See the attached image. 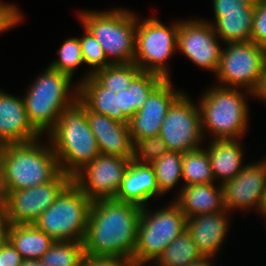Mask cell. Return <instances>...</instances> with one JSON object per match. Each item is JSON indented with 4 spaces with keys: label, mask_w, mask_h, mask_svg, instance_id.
Returning a JSON list of instances; mask_svg holds the SVG:
<instances>
[{
    "label": "cell",
    "mask_w": 266,
    "mask_h": 266,
    "mask_svg": "<svg viewBox=\"0 0 266 266\" xmlns=\"http://www.w3.org/2000/svg\"><path fill=\"white\" fill-rule=\"evenodd\" d=\"M251 93L252 97L254 96L255 99L258 98L259 100H262L263 103H266V67L264 68L255 89Z\"/></svg>",
    "instance_id": "obj_40"
},
{
    "label": "cell",
    "mask_w": 266,
    "mask_h": 266,
    "mask_svg": "<svg viewBox=\"0 0 266 266\" xmlns=\"http://www.w3.org/2000/svg\"><path fill=\"white\" fill-rule=\"evenodd\" d=\"M142 207L116 199L91 204L84 255L127 257L133 261Z\"/></svg>",
    "instance_id": "obj_1"
},
{
    "label": "cell",
    "mask_w": 266,
    "mask_h": 266,
    "mask_svg": "<svg viewBox=\"0 0 266 266\" xmlns=\"http://www.w3.org/2000/svg\"><path fill=\"white\" fill-rule=\"evenodd\" d=\"M218 70V86L243 88L252 92L266 67V48L248 42L223 44Z\"/></svg>",
    "instance_id": "obj_10"
},
{
    "label": "cell",
    "mask_w": 266,
    "mask_h": 266,
    "mask_svg": "<svg viewBox=\"0 0 266 266\" xmlns=\"http://www.w3.org/2000/svg\"><path fill=\"white\" fill-rule=\"evenodd\" d=\"M154 197H159V188L152 165L132 159L115 199L144 207Z\"/></svg>",
    "instance_id": "obj_20"
},
{
    "label": "cell",
    "mask_w": 266,
    "mask_h": 266,
    "mask_svg": "<svg viewBox=\"0 0 266 266\" xmlns=\"http://www.w3.org/2000/svg\"><path fill=\"white\" fill-rule=\"evenodd\" d=\"M142 71L135 63L111 64L91 76L104 88L115 93L127 90Z\"/></svg>",
    "instance_id": "obj_30"
},
{
    "label": "cell",
    "mask_w": 266,
    "mask_h": 266,
    "mask_svg": "<svg viewBox=\"0 0 266 266\" xmlns=\"http://www.w3.org/2000/svg\"><path fill=\"white\" fill-rule=\"evenodd\" d=\"M78 14L83 28L101 44L111 64L133 63L137 14L122 8L107 11L81 10Z\"/></svg>",
    "instance_id": "obj_6"
},
{
    "label": "cell",
    "mask_w": 266,
    "mask_h": 266,
    "mask_svg": "<svg viewBox=\"0 0 266 266\" xmlns=\"http://www.w3.org/2000/svg\"><path fill=\"white\" fill-rule=\"evenodd\" d=\"M241 90L214 85L203 93L198 105L204 138L207 132L213 140L239 139L245 135L249 127L247 95L252 97V93L245 89Z\"/></svg>",
    "instance_id": "obj_3"
},
{
    "label": "cell",
    "mask_w": 266,
    "mask_h": 266,
    "mask_svg": "<svg viewBox=\"0 0 266 266\" xmlns=\"http://www.w3.org/2000/svg\"><path fill=\"white\" fill-rule=\"evenodd\" d=\"M72 80L48 66L22 96L29 121L42 136L55 127L61 111L78 98L79 85H73Z\"/></svg>",
    "instance_id": "obj_4"
},
{
    "label": "cell",
    "mask_w": 266,
    "mask_h": 266,
    "mask_svg": "<svg viewBox=\"0 0 266 266\" xmlns=\"http://www.w3.org/2000/svg\"><path fill=\"white\" fill-rule=\"evenodd\" d=\"M249 163L221 185L224 208L229 212L241 209L259 212L266 186V160Z\"/></svg>",
    "instance_id": "obj_15"
},
{
    "label": "cell",
    "mask_w": 266,
    "mask_h": 266,
    "mask_svg": "<svg viewBox=\"0 0 266 266\" xmlns=\"http://www.w3.org/2000/svg\"><path fill=\"white\" fill-rule=\"evenodd\" d=\"M82 266H134L127 257L84 255Z\"/></svg>",
    "instance_id": "obj_37"
},
{
    "label": "cell",
    "mask_w": 266,
    "mask_h": 266,
    "mask_svg": "<svg viewBox=\"0 0 266 266\" xmlns=\"http://www.w3.org/2000/svg\"><path fill=\"white\" fill-rule=\"evenodd\" d=\"M71 182L72 178L60 171L45 184L6 192L2 198L8 224H33Z\"/></svg>",
    "instance_id": "obj_12"
},
{
    "label": "cell",
    "mask_w": 266,
    "mask_h": 266,
    "mask_svg": "<svg viewBox=\"0 0 266 266\" xmlns=\"http://www.w3.org/2000/svg\"><path fill=\"white\" fill-rule=\"evenodd\" d=\"M20 266H46L39 259H24Z\"/></svg>",
    "instance_id": "obj_44"
},
{
    "label": "cell",
    "mask_w": 266,
    "mask_h": 266,
    "mask_svg": "<svg viewBox=\"0 0 266 266\" xmlns=\"http://www.w3.org/2000/svg\"><path fill=\"white\" fill-rule=\"evenodd\" d=\"M86 116L100 154L133 159V142L128 124L95 113L87 106Z\"/></svg>",
    "instance_id": "obj_18"
},
{
    "label": "cell",
    "mask_w": 266,
    "mask_h": 266,
    "mask_svg": "<svg viewBox=\"0 0 266 266\" xmlns=\"http://www.w3.org/2000/svg\"><path fill=\"white\" fill-rule=\"evenodd\" d=\"M201 257L190 235L184 231L166 247L154 262V266H188Z\"/></svg>",
    "instance_id": "obj_28"
},
{
    "label": "cell",
    "mask_w": 266,
    "mask_h": 266,
    "mask_svg": "<svg viewBox=\"0 0 266 266\" xmlns=\"http://www.w3.org/2000/svg\"><path fill=\"white\" fill-rule=\"evenodd\" d=\"M0 1V34L19 25L23 21V14L14 3Z\"/></svg>",
    "instance_id": "obj_36"
},
{
    "label": "cell",
    "mask_w": 266,
    "mask_h": 266,
    "mask_svg": "<svg viewBox=\"0 0 266 266\" xmlns=\"http://www.w3.org/2000/svg\"><path fill=\"white\" fill-rule=\"evenodd\" d=\"M189 97L183 92L168 108L161 125L159 136L165 142L168 151L184 154L201 148L205 141L199 105Z\"/></svg>",
    "instance_id": "obj_11"
},
{
    "label": "cell",
    "mask_w": 266,
    "mask_h": 266,
    "mask_svg": "<svg viewBox=\"0 0 266 266\" xmlns=\"http://www.w3.org/2000/svg\"><path fill=\"white\" fill-rule=\"evenodd\" d=\"M183 153L168 151L151 163L159 188V197L176 188L182 178Z\"/></svg>",
    "instance_id": "obj_29"
},
{
    "label": "cell",
    "mask_w": 266,
    "mask_h": 266,
    "mask_svg": "<svg viewBox=\"0 0 266 266\" xmlns=\"http://www.w3.org/2000/svg\"><path fill=\"white\" fill-rule=\"evenodd\" d=\"M230 212L224 209L215 214H201L187 218L186 232L203 257L215 259L227 235Z\"/></svg>",
    "instance_id": "obj_19"
},
{
    "label": "cell",
    "mask_w": 266,
    "mask_h": 266,
    "mask_svg": "<svg viewBox=\"0 0 266 266\" xmlns=\"http://www.w3.org/2000/svg\"><path fill=\"white\" fill-rule=\"evenodd\" d=\"M173 201L186 218L201 214H215L223 211V191L221 184H192L181 186Z\"/></svg>",
    "instance_id": "obj_21"
},
{
    "label": "cell",
    "mask_w": 266,
    "mask_h": 266,
    "mask_svg": "<svg viewBox=\"0 0 266 266\" xmlns=\"http://www.w3.org/2000/svg\"><path fill=\"white\" fill-rule=\"evenodd\" d=\"M8 221L3 198L0 196V244L7 238Z\"/></svg>",
    "instance_id": "obj_41"
},
{
    "label": "cell",
    "mask_w": 266,
    "mask_h": 266,
    "mask_svg": "<svg viewBox=\"0 0 266 266\" xmlns=\"http://www.w3.org/2000/svg\"><path fill=\"white\" fill-rule=\"evenodd\" d=\"M7 239L24 259H40L54 242L33 224H8Z\"/></svg>",
    "instance_id": "obj_24"
},
{
    "label": "cell",
    "mask_w": 266,
    "mask_h": 266,
    "mask_svg": "<svg viewBox=\"0 0 266 266\" xmlns=\"http://www.w3.org/2000/svg\"><path fill=\"white\" fill-rule=\"evenodd\" d=\"M163 80L164 78L158 74L142 71L127 90L117 92L119 108L123 114L130 120Z\"/></svg>",
    "instance_id": "obj_26"
},
{
    "label": "cell",
    "mask_w": 266,
    "mask_h": 266,
    "mask_svg": "<svg viewBox=\"0 0 266 266\" xmlns=\"http://www.w3.org/2000/svg\"><path fill=\"white\" fill-rule=\"evenodd\" d=\"M47 135L60 171L71 178L100 154L87 121L86 105L79 98L61 111Z\"/></svg>",
    "instance_id": "obj_2"
},
{
    "label": "cell",
    "mask_w": 266,
    "mask_h": 266,
    "mask_svg": "<svg viewBox=\"0 0 266 266\" xmlns=\"http://www.w3.org/2000/svg\"><path fill=\"white\" fill-rule=\"evenodd\" d=\"M83 257V242L54 241L39 260L46 266H82Z\"/></svg>",
    "instance_id": "obj_31"
},
{
    "label": "cell",
    "mask_w": 266,
    "mask_h": 266,
    "mask_svg": "<svg viewBox=\"0 0 266 266\" xmlns=\"http://www.w3.org/2000/svg\"><path fill=\"white\" fill-rule=\"evenodd\" d=\"M4 151L5 144L0 143V193L2 192V186L4 181Z\"/></svg>",
    "instance_id": "obj_42"
},
{
    "label": "cell",
    "mask_w": 266,
    "mask_h": 266,
    "mask_svg": "<svg viewBox=\"0 0 266 266\" xmlns=\"http://www.w3.org/2000/svg\"><path fill=\"white\" fill-rule=\"evenodd\" d=\"M79 40L84 64L88 65L90 70L80 79L78 84L87 79L94 72L111 65L101 44L87 29L84 28V34L82 37H79Z\"/></svg>",
    "instance_id": "obj_33"
},
{
    "label": "cell",
    "mask_w": 266,
    "mask_h": 266,
    "mask_svg": "<svg viewBox=\"0 0 266 266\" xmlns=\"http://www.w3.org/2000/svg\"><path fill=\"white\" fill-rule=\"evenodd\" d=\"M91 204L72 181L33 225L54 241L83 242Z\"/></svg>",
    "instance_id": "obj_8"
},
{
    "label": "cell",
    "mask_w": 266,
    "mask_h": 266,
    "mask_svg": "<svg viewBox=\"0 0 266 266\" xmlns=\"http://www.w3.org/2000/svg\"><path fill=\"white\" fill-rule=\"evenodd\" d=\"M259 215H262V218L264 217V219L266 218V186H265V190H264V194H263V198H262V202H261V207L259 209Z\"/></svg>",
    "instance_id": "obj_45"
},
{
    "label": "cell",
    "mask_w": 266,
    "mask_h": 266,
    "mask_svg": "<svg viewBox=\"0 0 266 266\" xmlns=\"http://www.w3.org/2000/svg\"><path fill=\"white\" fill-rule=\"evenodd\" d=\"M254 0H213L214 21L222 16V13L242 12Z\"/></svg>",
    "instance_id": "obj_38"
},
{
    "label": "cell",
    "mask_w": 266,
    "mask_h": 266,
    "mask_svg": "<svg viewBox=\"0 0 266 266\" xmlns=\"http://www.w3.org/2000/svg\"><path fill=\"white\" fill-rule=\"evenodd\" d=\"M220 42L212 24L206 19L179 20L177 50L195 65L214 74L222 55Z\"/></svg>",
    "instance_id": "obj_14"
},
{
    "label": "cell",
    "mask_w": 266,
    "mask_h": 266,
    "mask_svg": "<svg viewBox=\"0 0 266 266\" xmlns=\"http://www.w3.org/2000/svg\"><path fill=\"white\" fill-rule=\"evenodd\" d=\"M207 154L215 181L219 184L233 179L245 166L244 146L239 139H209Z\"/></svg>",
    "instance_id": "obj_22"
},
{
    "label": "cell",
    "mask_w": 266,
    "mask_h": 266,
    "mask_svg": "<svg viewBox=\"0 0 266 266\" xmlns=\"http://www.w3.org/2000/svg\"><path fill=\"white\" fill-rule=\"evenodd\" d=\"M182 178L183 186L216 183L206 147L202 146L183 154Z\"/></svg>",
    "instance_id": "obj_27"
},
{
    "label": "cell",
    "mask_w": 266,
    "mask_h": 266,
    "mask_svg": "<svg viewBox=\"0 0 266 266\" xmlns=\"http://www.w3.org/2000/svg\"><path fill=\"white\" fill-rule=\"evenodd\" d=\"M213 257H201L199 260L191 262L188 266H214Z\"/></svg>",
    "instance_id": "obj_43"
},
{
    "label": "cell",
    "mask_w": 266,
    "mask_h": 266,
    "mask_svg": "<svg viewBox=\"0 0 266 266\" xmlns=\"http://www.w3.org/2000/svg\"><path fill=\"white\" fill-rule=\"evenodd\" d=\"M179 22L165 25L158 18L137 15L134 61L141 71L171 79L167 60L177 51Z\"/></svg>",
    "instance_id": "obj_9"
},
{
    "label": "cell",
    "mask_w": 266,
    "mask_h": 266,
    "mask_svg": "<svg viewBox=\"0 0 266 266\" xmlns=\"http://www.w3.org/2000/svg\"><path fill=\"white\" fill-rule=\"evenodd\" d=\"M251 41L266 48V0H255Z\"/></svg>",
    "instance_id": "obj_35"
},
{
    "label": "cell",
    "mask_w": 266,
    "mask_h": 266,
    "mask_svg": "<svg viewBox=\"0 0 266 266\" xmlns=\"http://www.w3.org/2000/svg\"><path fill=\"white\" fill-rule=\"evenodd\" d=\"M44 138L29 121L23 98L0 89V143H26Z\"/></svg>",
    "instance_id": "obj_17"
},
{
    "label": "cell",
    "mask_w": 266,
    "mask_h": 266,
    "mask_svg": "<svg viewBox=\"0 0 266 266\" xmlns=\"http://www.w3.org/2000/svg\"><path fill=\"white\" fill-rule=\"evenodd\" d=\"M168 152L165 142L159 135L138 140L133 145V160L151 164Z\"/></svg>",
    "instance_id": "obj_34"
},
{
    "label": "cell",
    "mask_w": 266,
    "mask_h": 266,
    "mask_svg": "<svg viewBox=\"0 0 266 266\" xmlns=\"http://www.w3.org/2000/svg\"><path fill=\"white\" fill-rule=\"evenodd\" d=\"M165 208L142 207L133 254L134 266H146L155 262L166 247L186 231L187 218L174 201Z\"/></svg>",
    "instance_id": "obj_7"
},
{
    "label": "cell",
    "mask_w": 266,
    "mask_h": 266,
    "mask_svg": "<svg viewBox=\"0 0 266 266\" xmlns=\"http://www.w3.org/2000/svg\"><path fill=\"white\" fill-rule=\"evenodd\" d=\"M23 261L24 258L6 238L0 244V266H20Z\"/></svg>",
    "instance_id": "obj_39"
},
{
    "label": "cell",
    "mask_w": 266,
    "mask_h": 266,
    "mask_svg": "<svg viewBox=\"0 0 266 266\" xmlns=\"http://www.w3.org/2000/svg\"><path fill=\"white\" fill-rule=\"evenodd\" d=\"M172 87L171 79H164L129 120L133 145L140 139L159 135L168 108L183 93Z\"/></svg>",
    "instance_id": "obj_16"
},
{
    "label": "cell",
    "mask_w": 266,
    "mask_h": 266,
    "mask_svg": "<svg viewBox=\"0 0 266 266\" xmlns=\"http://www.w3.org/2000/svg\"><path fill=\"white\" fill-rule=\"evenodd\" d=\"M132 159L99 154L72 181L92 201L115 199Z\"/></svg>",
    "instance_id": "obj_13"
},
{
    "label": "cell",
    "mask_w": 266,
    "mask_h": 266,
    "mask_svg": "<svg viewBox=\"0 0 266 266\" xmlns=\"http://www.w3.org/2000/svg\"><path fill=\"white\" fill-rule=\"evenodd\" d=\"M40 139L5 145L1 197L8 191L45 184L60 172L49 140L42 143Z\"/></svg>",
    "instance_id": "obj_5"
},
{
    "label": "cell",
    "mask_w": 266,
    "mask_h": 266,
    "mask_svg": "<svg viewBox=\"0 0 266 266\" xmlns=\"http://www.w3.org/2000/svg\"><path fill=\"white\" fill-rule=\"evenodd\" d=\"M59 57L49 66L57 71L68 74L72 79L78 66L84 64L79 37L66 39L57 50Z\"/></svg>",
    "instance_id": "obj_32"
},
{
    "label": "cell",
    "mask_w": 266,
    "mask_h": 266,
    "mask_svg": "<svg viewBox=\"0 0 266 266\" xmlns=\"http://www.w3.org/2000/svg\"><path fill=\"white\" fill-rule=\"evenodd\" d=\"M78 98L93 112L129 124V119L119 108L118 95L101 86L92 76L79 84Z\"/></svg>",
    "instance_id": "obj_23"
},
{
    "label": "cell",
    "mask_w": 266,
    "mask_h": 266,
    "mask_svg": "<svg viewBox=\"0 0 266 266\" xmlns=\"http://www.w3.org/2000/svg\"><path fill=\"white\" fill-rule=\"evenodd\" d=\"M255 0L242 12L222 13L212 24L219 39L223 42L251 41Z\"/></svg>",
    "instance_id": "obj_25"
}]
</instances>
